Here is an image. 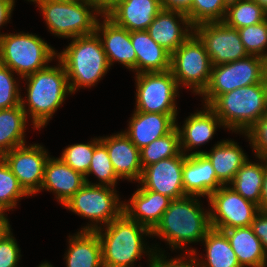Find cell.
Returning <instances> with one entry per match:
<instances>
[{
	"instance_id": "obj_20",
	"label": "cell",
	"mask_w": 267,
	"mask_h": 267,
	"mask_svg": "<svg viewBox=\"0 0 267 267\" xmlns=\"http://www.w3.org/2000/svg\"><path fill=\"white\" fill-rule=\"evenodd\" d=\"M183 187L186 195L209 198L223 184L217 179L212 163L204 154L186 155L183 165Z\"/></svg>"
},
{
	"instance_id": "obj_38",
	"label": "cell",
	"mask_w": 267,
	"mask_h": 267,
	"mask_svg": "<svg viewBox=\"0 0 267 267\" xmlns=\"http://www.w3.org/2000/svg\"><path fill=\"white\" fill-rule=\"evenodd\" d=\"M238 32L249 55L260 56L267 60V19L261 23L240 28Z\"/></svg>"
},
{
	"instance_id": "obj_10",
	"label": "cell",
	"mask_w": 267,
	"mask_h": 267,
	"mask_svg": "<svg viewBox=\"0 0 267 267\" xmlns=\"http://www.w3.org/2000/svg\"><path fill=\"white\" fill-rule=\"evenodd\" d=\"M170 70L178 87H189L195 95L207 88L212 63L204 43L194 32L171 54Z\"/></svg>"
},
{
	"instance_id": "obj_25",
	"label": "cell",
	"mask_w": 267,
	"mask_h": 267,
	"mask_svg": "<svg viewBox=\"0 0 267 267\" xmlns=\"http://www.w3.org/2000/svg\"><path fill=\"white\" fill-rule=\"evenodd\" d=\"M192 154H204L212 163L217 179L223 185H228L248 160L246 153L237 142L228 139L217 142L210 151L200 150L188 153V155Z\"/></svg>"
},
{
	"instance_id": "obj_50",
	"label": "cell",
	"mask_w": 267,
	"mask_h": 267,
	"mask_svg": "<svg viewBox=\"0 0 267 267\" xmlns=\"http://www.w3.org/2000/svg\"><path fill=\"white\" fill-rule=\"evenodd\" d=\"M255 1L267 11V0H255Z\"/></svg>"
},
{
	"instance_id": "obj_15",
	"label": "cell",
	"mask_w": 267,
	"mask_h": 267,
	"mask_svg": "<svg viewBox=\"0 0 267 267\" xmlns=\"http://www.w3.org/2000/svg\"><path fill=\"white\" fill-rule=\"evenodd\" d=\"M185 159L186 155L181 151L177 156L146 166L138 183L143 189L160 193L171 200L187 196L182 178Z\"/></svg>"
},
{
	"instance_id": "obj_11",
	"label": "cell",
	"mask_w": 267,
	"mask_h": 267,
	"mask_svg": "<svg viewBox=\"0 0 267 267\" xmlns=\"http://www.w3.org/2000/svg\"><path fill=\"white\" fill-rule=\"evenodd\" d=\"M135 110L146 113L178 114L179 87L171 70L135 74Z\"/></svg>"
},
{
	"instance_id": "obj_21",
	"label": "cell",
	"mask_w": 267,
	"mask_h": 267,
	"mask_svg": "<svg viewBox=\"0 0 267 267\" xmlns=\"http://www.w3.org/2000/svg\"><path fill=\"white\" fill-rule=\"evenodd\" d=\"M162 10L160 0H122L105 15L132 32L146 30Z\"/></svg>"
},
{
	"instance_id": "obj_47",
	"label": "cell",
	"mask_w": 267,
	"mask_h": 267,
	"mask_svg": "<svg viewBox=\"0 0 267 267\" xmlns=\"http://www.w3.org/2000/svg\"><path fill=\"white\" fill-rule=\"evenodd\" d=\"M259 209L262 211H267V157L265 158V174Z\"/></svg>"
},
{
	"instance_id": "obj_35",
	"label": "cell",
	"mask_w": 267,
	"mask_h": 267,
	"mask_svg": "<svg viewBox=\"0 0 267 267\" xmlns=\"http://www.w3.org/2000/svg\"><path fill=\"white\" fill-rule=\"evenodd\" d=\"M229 0H193L186 13L193 27L207 22H223Z\"/></svg>"
},
{
	"instance_id": "obj_6",
	"label": "cell",
	"mask_w": 267,
	"mask_h": 267,
	"mask_svg": "<svg viewBox=\"0 0 267 267\" xmlns=\"http://www.w3.org/2000/svg\"><path fill=\"white\" fill-rule=\"evenodd\" d=\"M48 31L62 38L95 33L99 15L91 0H35ZM91 10V11H90Z\"/></svg>"
},
{
	"instance_id": "obj_32",
	"label": "cell",
	"mask_w": 267,
	"mask_h": 267,
	"mask_svg": "<svg viewBox=\"0 0 267 267\" xmlns=\"http://www.w3.org/2000/svg\"><path fill=\"white\" fill-rule=\"evenodd\" d=\"M267 19V11L255 0H229L223 22L234 29L251 26Z\"/></svg>"
},
{
	"instance_id": "obj_36",
	"label": "cell",
	"mask_w": 267,
	"mask_h": 267,
	"mask_svg": "<svg viewBox=\"0 0 267 267\" xmlns=\"http://www.w3.org/2000/svg\"><path fill=\"white\" fill-rule=\"evenodd\" d=\"M30 196L5 163L0 167V211L4 214L17 206L22 197Z\"/></svg>"
},
{
	"instance_id": "obj_18",
	"label": "cell",
	"mask_w": 267,
	"mask_h": 267,
	"mask_svg": "<svg viewBox=\"0 0 267 267\" xmlns=\"http://www.w3.org/2000/svg\"><path fill=\"white\" fill-rule=\"evenodd\" d=\"M177 114L146 113L134 110L124 133L140 150L155 139L170 133L177 123Z\"/></svg>"
},
{
	"instance_id": "obj_39",
	"label": "cell",
	"mask_w": 267,
	"mask_h": 267,
	"mask_svg": "<svg viewBox=\"0 0 267 267\" xmlns=\"http://www.w3.org/2000/svg\"><path fill=\"white\" fill-rule=\"evenodd\" d=\"M14 72L0 63V109L21 105V92Z\"/></svg>"
},
{
	"instance_id": "obj_40",
	"label": "cell",
	"mask_w": 267,
	"mask_h": 267,
	"mask_svg": "<svg viewBox=\"0 0 267 267\" xmlns=\"http://www.w3.org/2000/svg\"><path fill=\"white\" fill-rule=\"evenodd\" d=\"M9 224L0 232V267H18L21 251Z\"/></svg>"
},
{
	"instance_id": "obj_41",
	"label": "cell",
	"mask_w": 267,
	"mask_h": 267,
	"mask_svg": "<svg viewBox=\"0 0 267 267\" xmlns=\"http://www.w3.org/2000/svg\"><path fill=\"white\" fill-rule=\"evenodd\" d=\"M153 248L155 252L153 253L151 260L149 261L150 263H148V267H197V260L195 256L197 252L194 248H191L189 250L186 249V251H184L185 256H182L181 254L180 257H174L170 259H166L167 256L164 255V252L160 251V247L157 248L155 245V247Z\"/></svg>"
},
{
	"instance_id": "obj_43",
	"label": "cell",
	"mask_w": 267,
	"mask_h": 267,
	"mask_svg": "<svg viewBox=\"0 0 267 267\" xmlns=\"http://www.w3.org/2000/svg\"><path fill=\"white\" fill-rule=\"evenodd\" d=\"M253 233L260 239L263 250L267 255V211L260 210L251 223Z\"/></svg>"
},
{
	"instance_id": "obj_44",
	"label": "cell",
	"mask_w": 267,
	"mask_h": 267,
	"mask_svg": "<svg viewBox=\"0 0 267 267\" xmlns=\"http://www.w3.org/2000/svg\"><path fill=\"white\" fill-rule=\"evenodd\" d=\"M193 0H160L162 8L165 10L180 11L187 13L192 6Z\"/></svg>"
},
{
	"instance_id": "obj_37",
	"label": "cell",
	"mask_w": 267,
	"mask_h": 267,
	"mask_svg": "<svg viewBox=\"0 0 267 267\" xmlns=\"http://www.w3.org/2000/svg\"><path fill=\"white\" fill-rule=\"evenodd\" d=\"M95 148V138L88 143H76L68 145L59 157L64 163L74 171L85 176L89 170Z\"/></svg>"
},
{
	"instance_id": "obj_24",
	"label": "cell",
	"mask_w": 267,
	"mask_h": 267,
	"mask_svg": "<svg viewBox=\"0 0 267 267\" xmlns=\"http://www.w3.org/2000/svg\"><path fill=\"white\" fill-rule=\"evenodd\" d=\"M180 134V149L185 154L198 146L204 145L213 138L217 128L223 127L221 120L216 113L209 107L204 105V110L197 111L184 121V125L180 128L176 123ZM195 147V148H194Z\"/></svg>"
},
{
	"instance_id": "obj_3",
	"label": "cell",
	"mask_w": 267,
	"mask_h": 267,
	"mask_svg": "<svg viewBox=\"0 0 267 267\" xmlns=\"http://www.w3.org/2000/svg\"><path fill=\"white\" fill-rule=\"evenodd\" d=\"M95 232L101 242L103 267H135V261L144 254L148 255L150 261L155 252L154 248L144 243L143 238L145 235L151 237V231L131 220L124 212Z\"/></svg>"
},
{
	"instance_id": "obj_30",
	"label": "cell",
	"mask_w": 267,
	"mask_h": 267,
	"mask_svg": "<svg viewBox=\"0 0 267 267\" xmlns=\"http://www.w3.org/2000/svg\"><path fill=\"white\" fill-rule=\"evenodd\" d=\"M206 246V257L197 259V267H241L226 235L211 229L202 240Z\"/></svg>"
},
{
	"instance_id": "obj_29",
	"label": "cell",
	"mask_w": 267,
	"mask_h": 267,
	"mask_svg": "<svg viewBox=\"0 0 267 267\" xmlns=\"http://www.w3.org/2000/svg\"><path fill=\"white\" fill-rule=\"evenodd\" d=\"M255 158L259 159L261 163H253L248 158L228 186L246 200L260 206L265 174V157L256 156Z\"/></svg>"
},
{
	"instance_id": "obj_8",
	"label": "cell",
	"mask_w": 267,
	"mask_h": 267,
	"mask_svg": "<svg viewBox=\"0 0 267 267\" xmlns=\"http://www.w3.org/2000/svg\"><path fill=\"white\" fill-rule=\"evenodd\" d=\"M123 205L115 188L85 183L63 207L92 221L81 231H95L117 219L123 213Z\"/></svg>"
},
{
	"instance_id": "obj_51",
	"label": "cell",
	"mask_w": 267,
	"mask_h": 267,
	"mask_svg": "<svg viewBox=\"0 0 267 267\" xmlns=\"http://www.w3.org/2000/svg\"><path fill=\"white\" fill-rule=\"evenodd\" d=\"M38 267H54L51 264H49L48 262H43L41 263Z\"/></svg>"
},
{
	"instance_id": "obj_49",
	"label": "cell",
	"mask_w": 267,
	"mask_h": 267,
	"mask_svg": "<svg viewBox=\"0 0 267 267\" xmlns=\"http://www.w3.org/2000/svg\"><path fill=\"white\" fill-rule=\"evenodd\" d=\"M6 163V151L0 148V167Z\"/></svg>"
},
{
	"instance_id": "obj_31",
	"label": "cell",
	"mask_w": 267,
	"mask_h": 267,
	"mask_svg": "<svg viewBox=\"0 0 267 267\" xmlns=\"http://www.w3.org/2000/svg\"><path fill=\"white\" fill-rule=\"evenodd\" d=\"M27 121L28 117L21 105L0 109V148L8 152L26 144Z\"/></svg>"
},
{
	"instance_id": "obj_23",
	"label": "cell",
	"mask_w": 267,
	"mask_h": 267,
	"mask_svg": "<svg viewBox=\"0 0 267 267\" xmlns=\"http://www.w3.org/2000/svg\"><path fill=\"white\" fill-rule=\"evenodd\" d=\"M171 199L160 193L138 188L128 203H124L123 212L134 221L152 231L169 207Z\"/></svg>"
},
{
	"instance_id": "obj_45",
	"label": "cell",
	"mask_w": 267,
	"mask_h": 267,
	"mask_svg": "<svg viewBox=\"0 0 267 267\" xmlns=\"http://www.w3.org/2000/svg\"><path fill=\"white\" fill-rule=\"evenodd\" d=\"M15 5V0H0V28L9 23L12 11ZM4 33H0V38Z\"/></svg>"
},
{
	"instance_id": "obj_5",
	"label": "cell",
	"mask_w": 267,
	"mask_h": 267,
	"mask_svg": "<svg viewBox=\"0 0 267 267\" xmlns=\"http://www.w3.org/2000/svg\"><path fill=\"white\" fill-rule=\"evenodd\" d=\"M209 107L224 128L243 135L267 113V79L221 94Z\"/></svg>"
},
{
	"instance_id": "obj_2",
	"label": "cell",
	"mask_w": 267,
	"mask_h": 267,
	"mask_svg": "<svg viewBox=\"0 0 267 267\" xmlns=\"http://www.w3.org/2000/svg\"><path fill=\"white\" fill-rule=\"evenodd\" d=\"M58 63L22 78L26 81L27 95L21 97V106L32 119L35 130L46 126L66 96L72 94L67 72L59 60Z\"/></svg>"
},
{
	"instance_id": "obj_7",
	"label": "cell",
	"mask_w": 267,
	"mask_h": 267,
	"mask_svg": "<svg viewBox=\"0 0 267 267\" xmlns=\"http://www.w3.org/2000/svg\"><path fill=\"white\" fill-rule=\"evenodd\" d=\"M57 52L35 34L4 33L0 38V63L21 79L49 66Z\"/></svg>"
},
{
	"instance_id": "obj_22",
	"label": "cell",
	"mask_w": 267,
	"mask_h": 267,
	"mask_svg": "<svg viewBox=\"0 0 267 267\" xmlns=\"http://www.w3.org/2000/svg\"><path fill=\"white\" fill-rule=\"evenodd\" d=\"M85 183V177L81 173L74 171L60 158L49 157L45 165L40 191L53 192L57 201L63 205Z\"/></svg>"
},
{
	"instance_id": "obj_34",
	"label": "cell",
	"mask_w": 267,
	"mask_h": 267,
	"mask_svg": "<svg viewBox=\"0 0 267 267\" xmlns=\"http://www.w3.org/2000/svg\"><path fill=\"white\" fill-rule=\"evenodd\" d=\"M90 174H94L99 180V183H91L88 180ZM85 182L92 185H103L115 188L117 181L120 178L117 176L111 163L106 145L100 140V137L95 138V148L92 160L87 174L84 176Z\"/></svg>"
},
{
	"instance_id": "obj_33",
	"label": "cell",
	"mask_w": 267,
	"mask_h": 267,
	"mask_svg": "<svg viewBox=\"0 0 267 267\" xmlns=\"http://www.w3.org/2000/svg\"><path fill=\"white\" fill-rule=\"evenodd\" d=\"M180 152V134L176 126L167 135L155 139L140 149L141 166L144 169L146 166L157 163L162 159L177 156Z\"/></svg>"
},
{
	"instance_id": "obj_12",
	"label": "cell",
	"mask_w": 267,
	"mask_h": 267,
	"mask_svg": "<svg viewBox=\"0 0 267 267\" xmlns=\"http://www.w3.org/2000/svg\"><path fill=\"white\" fill-rule=\"evenodd\" d=\"M208 202L211 227L219 231L251 226L260 211L258 205L246 200L228 185L213 192Z\"/></svg>"
},
{
	"instance_id": "obj_4",
	"label": "cell",
	"mask_w": 267,
	"mask_h": 267,
	"mask_svg": "<svg viewBox=\"0 0 267 267\" xmlns=\"http://www.w3.org/2000/svg\"><path fill=\"white\" fill-rule=\"evenodd\" d=\"M56 59L67 72L72 93L81 87L94 86L110 69L101 39L96 32L72 38L71 43L57 53Z\"/></svg>"
},
{
	"instance_id": "obj_48",
	"label": "cell",
	"mask_w": 267,
	"mask_h": 267,
	"mask_svg": "<svg viewBox=\"0 0 267 267\" xmlns=\"http://www.w3.org/2000/svg\"><path fill=\"white\" fill-rule=\"evenodd\" d=\"M9 225V221L6 215L0 213V232Z\"/></svg>"
},
{
	"instance_id": "obj_26",
	"label": "cell",
	"mask_w": 267,
	"mask_h": 267,
	"mask_svg": "<svg viewBox=\"0 0 267 267\" xmlns=\"http://www.w3.org/2000/svg\"><path fill=\"white\" fill-rule=\"evenodd\" d=\"M136 53V74L164 72L171 68V54L158 45L146 30L130 32Z\"/></svg>"
},
{
	"instance_id": "obj_28",
	"label": "cell",
	"mask_w": 267,
	"mask_h": 267,
	"mask_svg": "<svg viewBox=\"0 0 267 267\" xmlns=\"http://www.w3.org/2000/svg\"><path fill=\"white\" fill-rule=\"evenodd\" d=\"M222 232L226 235L241 267L267 266V255L251 226L226 229Z\"/></svg>"
},
{
	"instance_id": "obj_17",
	"label": "cell",
	"mask_w": 267,
	"mask_h": 267,
	"mask_svg": "<svg viewBox=\"0 0 267 267\" xmlns=\"http://www.w3.org/2000/svg\"><path fill=\"white\" fill-rule=\"evenodd\" d=\"M146 31L158 45L172 54L194 32V27L186 13L163 9Z\"/></svg>"
},
{
	"instance_id": "obj_27",
	"label": "cell",
	"mask_w": 267,
	"mask_h": 267,
	"mask_svg": "<svg viewBox=\"0 0 267 267\" xmlns=\"http://www.w3.org/2000/svg\"><path fill=\"white\" fill-rule=\"evenodd\" d=\"M66 267H103L102 247L95 231H78L68 236Z\"/></svg>"
},
{
	"instance_id": "obj_16",
	"label": "cell",
	"mask_w": 267,
	"mask_h": 267,
	"mask_svg": "<svg viewBox=\"0 0 267 267\" xmlns=\"http://www.w3.org/2000/svg\"><path fill=\"white\" fill-rule=\"evenodd\" d=\"M101 18L103 21L98 20L95 32L101 39L110 67L118 62L136 74V53L130 32L115 24L106 15H101Z\"/></svg>"
},
{
	"instance_id": "obj_14",
	"label": "cell",
	"mask_w": 267,
	"mask_h": 267,
	"mask_svg": "<svg viewBox=\"0 0 267 267\" xmlns=\"http://www.w3.org/2000/svg\"><path fill=\"white\" fill-rule=\"evenodd\" d=\"M43 145L24 144L6 152V164L29 195L40 192L49 156Z\"/></svg>"
},
{
	"instance_id": "obj_13",
	"label": "cell",
	"mask_w": 267,
	"mask_h": 267,
	"mask_svg": "<svg viewBox=\"0 0 267 267\" xmlns=\"http://www.w3.org/2000/svg\"><path fill=\"white\" fill-rule=\"evenodd\" d=\"M194 33L204 43L212 66L230 63L249 56L238 29L224 22H207L194 27Z\"/></svg>"
},
{
	"instance_id": "obj_1",
	"label": "cell",
	"mask_w": 267,
	"mask_h": 267,
	"mask_svg": "<svg viewBox=\"0 0 267 267\" xmlns=\"http://www.w3.org/2000/svg\"><path fill=\"white\" fill-rule=\"evenodd\" d=\"M201 206L198 196L187 195L171 200L151 236L164 239L172 251L202 241L212 227L210 210L204 211Z\"/></svg>"
},
{
	"instance_id": "obj_19",
	"label": "cell",
	"mask_w": 267,
	"mask_h": 267,
	"mask_svg": "<svg viewBox=\"0 0 267 267\" xmlns=\"http://www.w3.org/2000/svg\"><path fill=\"white\" fill-rule=\"evenodd\" d=\"M106 145L113 168L117 176L128 181L139 182L143 168L140 162V150L131 142L130 138L120 133L100 137Z\"/></svg>"
},
{
	"instance_id": "obj_46",
	"label": "cell",
	"mask_w": 267,
	"mask_h": 267,
	"mask_svg": "<svg viewBox=\"0 0 267 267\" xmlns=\"http://www.w3.org/2000/svg\"><path fill=\"white\" fill-rule=\"evenodd\" d=\"M97 7V9L105 15L111 10L117 3L122 0H91Z\"/></svg>"
},
{
	"instance_id": "obj_9",
	"label": "cell",
	"mask_w": 267,
	"mask_h": 267,
	"mask_svg": "<svg viewBox=\"0 0 267 267\" xmlns=\"http://www.w3.org/2000/svg\"><path fill=\"white\" fill-rule=\"evenodd\" d=\"M266 79L267 60L256 55L212 66L209 84L201 94L203 104L210 106L221 94L244 86L262 83Z\"/></svg>"
},
{
	"instance_id": "obj_42",
	"label": "cell",
	"mask_w": 267,
	"mask_h": 267,
	"mask_svg": "<svg viewBox=\"0 0 267 267\" xmlns=\"http://www.w3.org/2000/svg\"><path fill=\"white\" fill-rule=\"evenodd\" d=\"M255 156L267 157V113L248 132L244 133Z\"/></svg>"
}]
</instances>
